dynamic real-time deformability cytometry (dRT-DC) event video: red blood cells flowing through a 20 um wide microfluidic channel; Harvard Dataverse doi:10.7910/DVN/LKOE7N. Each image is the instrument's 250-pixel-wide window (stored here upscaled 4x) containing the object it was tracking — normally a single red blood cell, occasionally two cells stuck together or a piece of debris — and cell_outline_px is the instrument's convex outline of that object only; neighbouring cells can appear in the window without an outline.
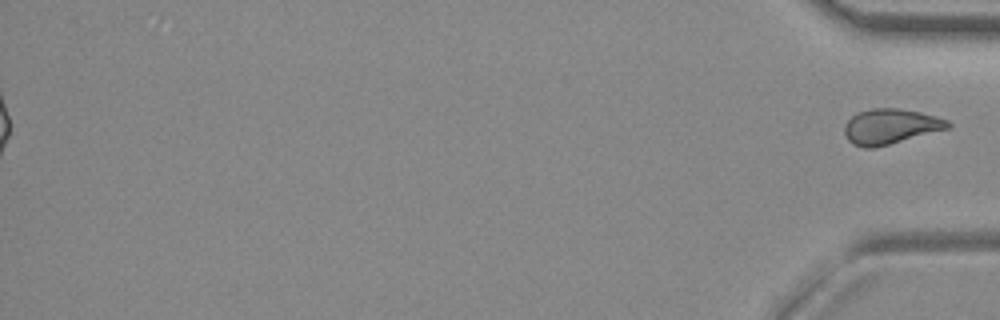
{"species": "common noctule bat (a hibernating species)", "species_latin": "Nyctalus noctula", "temperature_condition": "room temperature", "stored_images_in_passage": 53, "segment_of_instrument_passage": [2, 2], "camera_frame_rate_fps": 3000, "um_per_image_px": 0.085, "animal": {"sex": "female", "body_mass_g": 29.2, "forearm_length_mm": 56.3}, "frame": {"image": 1, "passage_image": 53, "time_ms": 17.333, "image_size_px": [1000, 320], "cell_outline_px": [[952, 124], [948, 128], [888, 144], [872, 148], [864, 148], [852, 144], [848, 140], [844, 132], [844, 124], [856, 112], [872, 108], [896, 108], [920, 112], [936, 116], [948, 120]], "centroid_in_image_um": [75.65, 10.73], "position_along_channel_um": 359.6, "area_um2": 21.04}}